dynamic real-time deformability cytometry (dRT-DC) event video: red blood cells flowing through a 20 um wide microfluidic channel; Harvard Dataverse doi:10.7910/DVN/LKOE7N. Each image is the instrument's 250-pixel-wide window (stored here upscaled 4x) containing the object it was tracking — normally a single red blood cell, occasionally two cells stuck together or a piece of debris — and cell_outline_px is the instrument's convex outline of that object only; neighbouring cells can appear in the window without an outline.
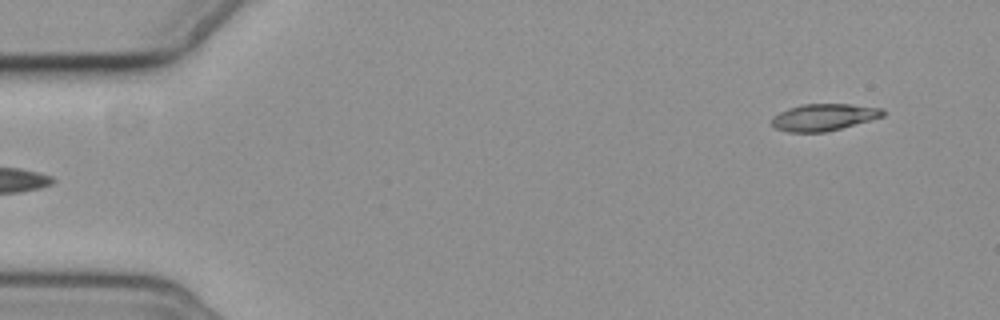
{"species": "common noctule bat (a hibernating species)", "species_latin": "Nyctalus noctula", "temperature_condition": "cold", "stored_images_in_passage": 5, "camera_frame_rate_fps": 3000, "um_per_image_px": 0.085, "animal": {"sex": "female", "body_mass_g": 19.3, "forearm_length_mm": 54.1}, "frame": {"image": 1, "passage_image": 5, "time_ms": 6.0, "image_size_px": [1000, 320], "cell_outline_px": [[884, 116], [840, 128], [824, 132], [788, 132], [776, 128], [772, 124], [772, 116], [788, 108], [804, 104], [852, 104], [884, 108]], "centroid_in_image_um": [70.02, 9.95], "position_along_channel_um": 15.0, "area_um2": 17.28}}